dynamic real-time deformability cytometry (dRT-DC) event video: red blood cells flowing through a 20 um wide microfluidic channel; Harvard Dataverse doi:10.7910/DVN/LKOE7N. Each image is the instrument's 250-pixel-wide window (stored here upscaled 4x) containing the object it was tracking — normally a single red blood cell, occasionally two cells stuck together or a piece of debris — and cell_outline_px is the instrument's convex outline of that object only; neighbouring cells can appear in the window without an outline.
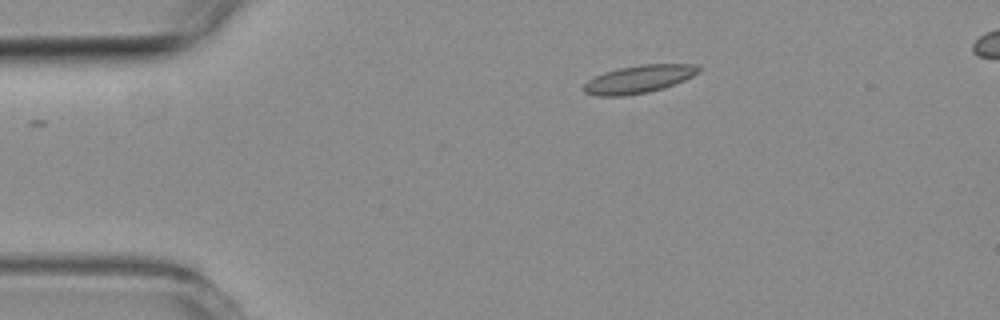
{"species": "common noctule bat (a hibernating species)", "species_latin": "Nyctalus noctula", "temperature_condition": "room temperature", "stored_images_in_passage": 3, "camera_frame_rate_fps": 3000, "um_per_image_px": 0.085, "animal": {"sex": "female", "body_mass_g": 19.3, "forearm_length_mm": 54.1}, "frame": {"image": 1, "passage_image": 1, "time_ms": 0.0, "image_size_px": [1000, 320], "cell_outline_px": [[700, 68], [692, 76], [684, 80], [664, 88], [648, 92], [624, 96], [596, 96], [584, 92], [584, 84], [588, 80], [604, 72], [620, 68], [644, 64], [696, 64]], "centroid_in_image_um": [54.28, 6.73], "position_along_channel_um": 30.7, "area_um2": 18.44}}